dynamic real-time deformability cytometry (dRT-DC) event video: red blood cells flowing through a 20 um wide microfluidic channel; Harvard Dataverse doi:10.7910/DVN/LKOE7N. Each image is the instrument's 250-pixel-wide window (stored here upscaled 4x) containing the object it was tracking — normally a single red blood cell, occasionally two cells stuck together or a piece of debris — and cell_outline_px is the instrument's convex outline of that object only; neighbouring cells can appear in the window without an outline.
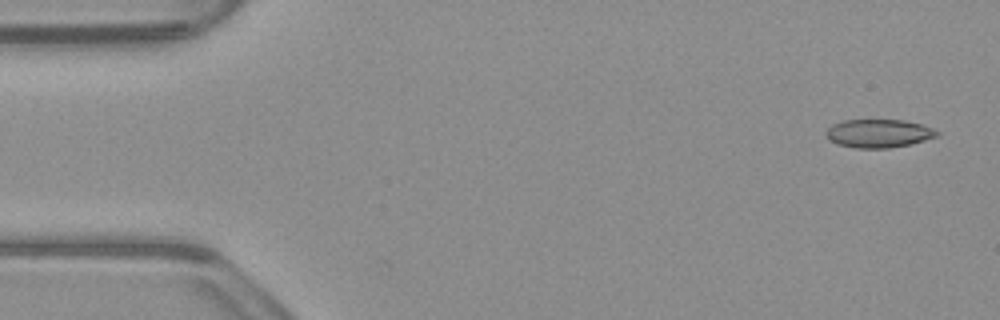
{"species": "common noctule bat (a hibernating species)", "species_latin": "Nyctalus noctula", "temperature_condition": "warm", "stored_images_in_passage": 2, "camera_frame_rate_fps": 3000, "um_per_image_px": 0.085, "animal": {"sex": "male", "body_mass_g": 23.1, "forearm_length_mm": 52.7}, "frame": {"image": 1, "passage_image": 2, "time_ms": 0.333, "image_size_px": [1000, 320], "cell_outline_px": [[940, 136], [908, 144], [888, 148], [856, 148], [836, 144], [828, 140], [824, 132], [832, 124], [844, 120], [904, 120], [920, 124], [932, 128], [940, 132]], "centroid_in_image_um": [74.65, 11.34], "position_along_channel_um": 10.3, "area_um2": 18.38}}